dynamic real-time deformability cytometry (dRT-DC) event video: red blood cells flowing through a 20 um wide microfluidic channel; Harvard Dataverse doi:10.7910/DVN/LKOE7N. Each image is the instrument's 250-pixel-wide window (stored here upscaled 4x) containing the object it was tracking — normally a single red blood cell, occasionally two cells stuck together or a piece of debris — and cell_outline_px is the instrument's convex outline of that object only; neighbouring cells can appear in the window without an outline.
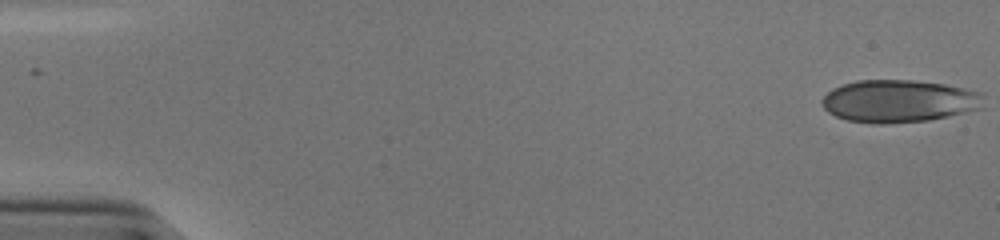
{"species": "human", "species_latin": "Homo sapiens", "temperature_condition": "cold", "stored_images_in_passage": 53, "camera_frame_rate_fps": 3000, "um_per_image_px": 0.085, "donor": {"sex": "male"}, "frame": {"image": 1, "passage_image": 1, "time_ms": 0.0, "image_size_px": [1000, 240], "cell_outline_px": [[984, 108], [948, 116], [928, 120], [880, 124], [872, 124], [848, 120], [836, 116], [828, 112], [824, 108], [820, 100], [832, 88], [856, 80], [912, 80], [944, 84], [964, 88], [980, 92], [984, 96]], "centroid_in_image_um": [76.42, 8.59], "position_along_channel_um": 8.6, "area_um2": 40.23}}
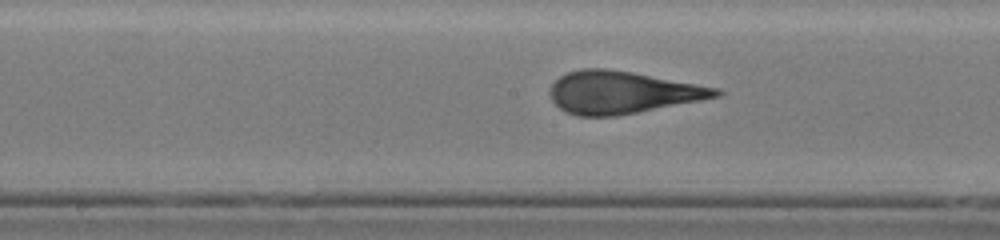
{"frame": {"image": 2, "passage_image": 28, "time_ms": 9.0, "image_size_px": [1000, 240], "cell_outline_px": [[724, 92], [720, 96], [700, 100], [616, 116], [576, 116], [564, 112], [552, 100], [548, 92], [552, 84], [560, 76], [568, 72], [580, 68], [608, 68], [632, 72], [720, 88]], "centroid_in_image_um": [52.85, 7.85], "position_along_channel_um": 195.3, "area_um2": 40.92}}
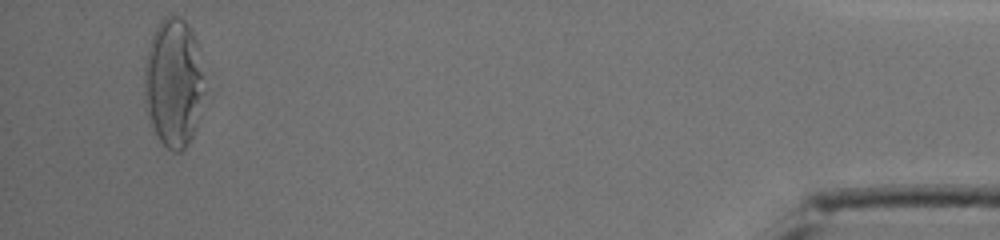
{"frame": {"image": 3, "passage_image": 51, "time_ms": 16.667, "image_size_px": [1000, 240], "cell_outline_px": [[204, 92], [196, 128], [188, 144], [180, 152], [172, 152], [160, 140], [148, 124], [144, 92], [144, 64], [148, 48], [152, 36], [160, 20], [164, 16], [180, 16], [184, 20], [192, 32], [196, 40]], "centroid_in_image_um": [14.71, 7.07], "position_along_channel_um": 420.5, "area_um2": 45.08}, "authors_computed_cell_mechanics": {"area_um2": 40.8646, "velocity_mm_per_s": 3.8716, "shape_relaxation_time_tau1_ms": 8.7575, "shape_relaxation_time_tau2_ms": null, "deformation_change_tau1": 0.2815, "deformation_change_tau2": null}}